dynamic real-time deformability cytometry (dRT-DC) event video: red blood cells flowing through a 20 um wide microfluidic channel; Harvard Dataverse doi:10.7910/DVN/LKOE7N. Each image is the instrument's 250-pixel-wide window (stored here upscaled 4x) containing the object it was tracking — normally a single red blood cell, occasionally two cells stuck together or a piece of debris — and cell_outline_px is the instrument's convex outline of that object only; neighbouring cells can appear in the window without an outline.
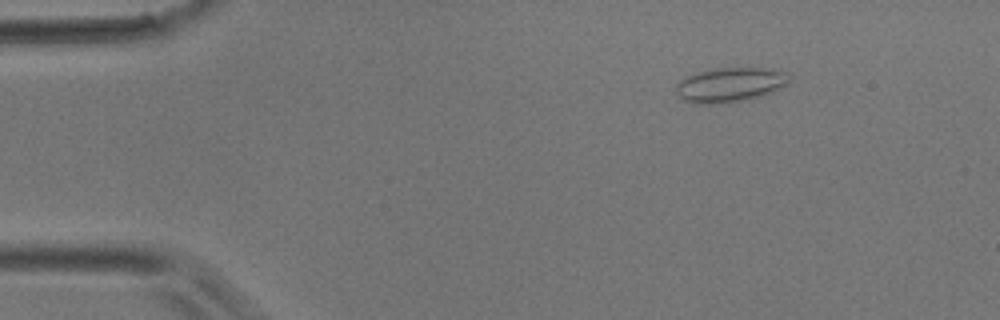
{"species": "common noctule bat (a hibernating species)", "species_latin": "Nyctalus noctula", "temperature_condition": "room temperature", "stored_images_in_passage": 3, "camera_frame_rate_fps": 3000, "um_per_image_px": 0.085, "animal": {"sex": "male", "body_mass_g": 17.9}, "frame": {"image": 1, "passage_image": 1, "time_ms": 0.0, "image_size_px": [1000, 320], "cell_outline_px": [[788, 84], [772, 92], [760, 96], [740, 100], [716, 104], [696, 104], [684, 100], [676, 92], [676, 84], [684, 76], [712, 68], [768, 68], [788, 72]], "centroid_in_image_um": [62.03, 7.19], "position_along_channel_um": 23.0, "area_um2": 22.77}}